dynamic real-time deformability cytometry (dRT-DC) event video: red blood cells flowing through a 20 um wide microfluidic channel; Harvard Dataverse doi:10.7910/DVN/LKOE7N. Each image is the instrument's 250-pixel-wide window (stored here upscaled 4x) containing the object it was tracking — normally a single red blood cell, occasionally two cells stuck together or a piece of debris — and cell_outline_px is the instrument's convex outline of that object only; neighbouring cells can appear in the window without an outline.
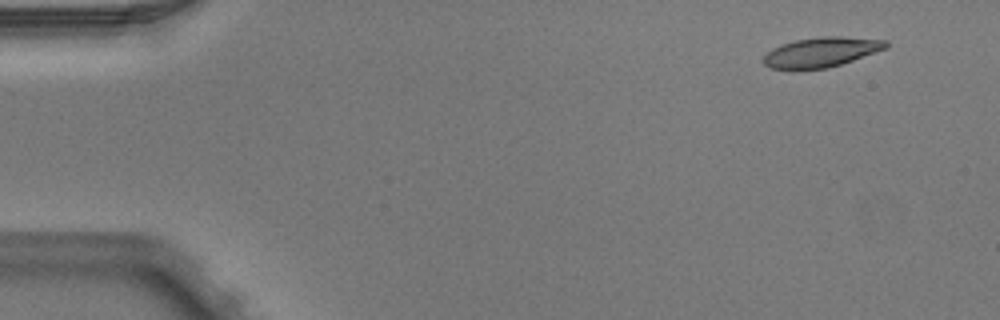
{"species": "Egyptian fruit bat (a non-hibernating species)", "species_latin": "Rousettus aegyptiacus", "temperature_condition": "warm", "stored_images_in_passage": 5, "segment_of_instrument_passage": [1, 2], "camera_frame_rate_fps": 3000, "um_per_image_px": 0.085, "animal": {"sex": "male"}, "frame": {"image": 1, "passage_image": 1, "time_ms": 0.0, "image_size_px": [1000, 320], "cell_outline_px": [[888, 48], [828, 68], [772, 68], [764, 64], [764, 56], [772, 48], [796, 40], [824, 36], [840, 36], [888, 40]], "centroid_in_image_um": [69.87, 4.41], "position_along_channel_um": 15.1, "area_um2": 20.81}}